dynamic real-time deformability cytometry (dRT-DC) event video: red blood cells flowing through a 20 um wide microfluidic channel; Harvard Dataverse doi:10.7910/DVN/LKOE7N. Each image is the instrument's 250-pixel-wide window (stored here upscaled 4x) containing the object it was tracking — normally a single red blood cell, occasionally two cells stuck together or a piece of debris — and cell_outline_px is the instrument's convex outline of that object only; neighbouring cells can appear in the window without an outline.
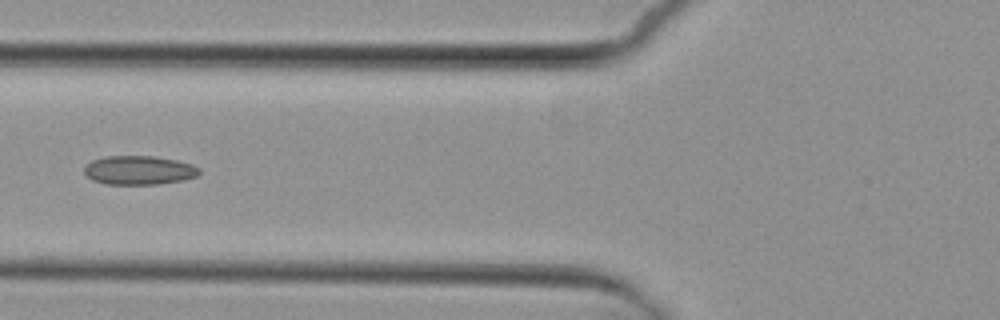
{"species": "common noctule bat (a hibernating species)", "species_latin": "Nyctalus noctula", "temperature_condition": "cold", "stored_images_in_passage": 5, "camera_frame_rate_fps": 3000, "um_per_image_px": 0.085, "animal": {"sex": "female", "body_mass_g": 29.2, "forearm_length_mm": 56.3}, "frame": {"image": 1, "passage_image": 5, "time_ms": 5.667, "image_size_px": [1000, 320], "cell_outline_px": [[200, 172], [196, 176], [184, 180], [156, 184], [104, 184], [92, 180], [84, 172], [84, 168], [92, 160], [104, 156], [156, 156], [176, 160], [192, 164], [200, 168]], "centroid_in_image_um": [11.82, 14.46], "position_along_channel_um": 114.0, "area_um2": 19.42}}